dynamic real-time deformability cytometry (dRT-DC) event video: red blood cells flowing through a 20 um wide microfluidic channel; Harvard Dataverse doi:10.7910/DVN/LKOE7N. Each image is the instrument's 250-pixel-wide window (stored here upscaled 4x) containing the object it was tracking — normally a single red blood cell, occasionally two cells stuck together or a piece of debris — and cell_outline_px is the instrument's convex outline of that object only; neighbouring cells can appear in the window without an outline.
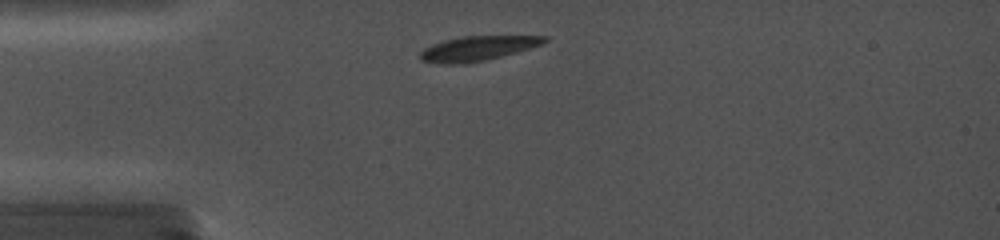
{"species": "common noctule bat (a hibernating species)", "species_latin": "Nyctalus noctula", "temperature_condition": "cold", "stored_images_in_passage": 22, "camera_frame_rate_fps": 5000, "um_per_image_px": 0.085, "animal": {"sex": "female", "body_mass_g": 19.0, "forearm_length_mm": 56.7}, "frame": {"image": 1, "passage_image": 1, "time_ms": 0.0, "image_size_px": [1000, 240], "cell_outline_px": [[548, 40], [544, 44], [516, 52], [468, 64], [444, 64], [420, 60], [420, 52], [424, 48], [432, 44], [444, 40], [460, 36], [548, 36]], "centroid_in_image_um": [40.59, 4.11], "position_along_channel_um": 44.4, "area_um2": 17.86}}
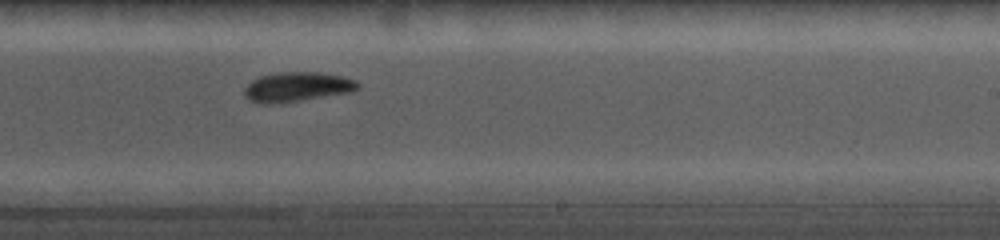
{"frame": {"image": 2, "passage_image": 13, "time_ms": 6.4, "image_size_px": [1000, 240], "cell_outline_px": [[360, 88], [352, 92], [300, 100], [268, 104], [264, 104], [248, 100], [244, 96], [244, 88], [252, 80], [260, 76], [276, 72], [320, 72], [340, 76], [356, 80], [360, 84]], "centroid_in_image_um": [25.25, 7.38], "position_along_channel_um": 263.8, "area_um2": 19.59}}
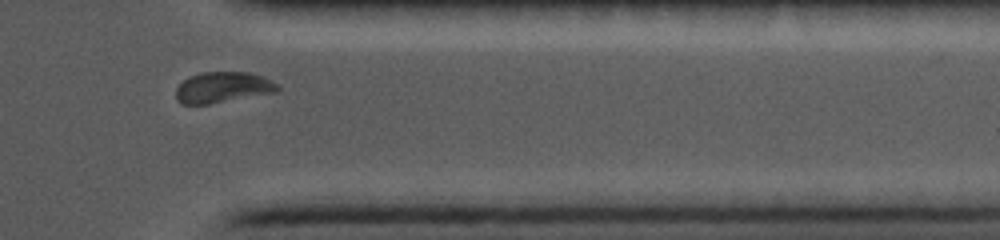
{"frame": {"image": 3, "passage_image": 20, "time_ms": 9.8, "image_size_px": [1000, 240], "cell_outline_px": [[280, 88], [276, 92], [208, 104], [180, 104], [176, 100], [176, 88], [188, 76], [200, 72], [248, 72], [264, 76], [272, 80]], "centroid_in_image_um": [18.92, 7.42], "position_along_channel_um": 392.5, "area_um2": 18.32}}